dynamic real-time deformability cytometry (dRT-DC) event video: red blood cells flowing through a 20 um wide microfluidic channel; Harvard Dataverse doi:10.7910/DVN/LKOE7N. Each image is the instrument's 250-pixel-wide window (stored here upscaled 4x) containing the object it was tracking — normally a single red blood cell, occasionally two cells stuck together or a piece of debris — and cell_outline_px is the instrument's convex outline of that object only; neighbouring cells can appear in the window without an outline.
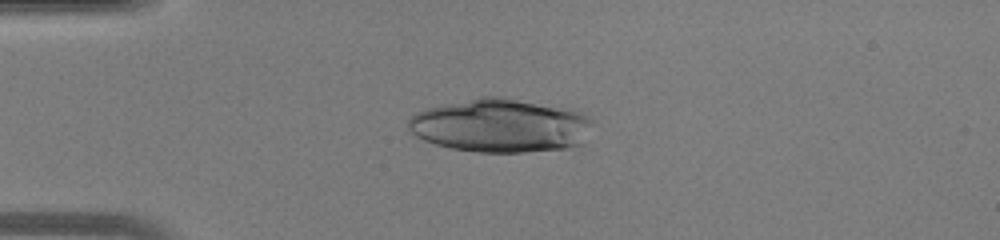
{"species": "human", "species_latin": "Homo sapiens", "temperature_condition": "warm", "stored_images_in_passage": 45, "camera_frame_rate_fps": 3000, "um_per_image_px": 0.085, "donor": {"sex": "male"}, "frame": {"image": 1, "passage_image": 12, "time_ms": 3.667, "image_size_px": [1000, 240], "cell_outline_px": [[592, 124], [584, 144], [568, 148], [524, 152], [476, 152], [452, 148], [436, 144], [424, 140], [416, 136], [408, 128], [408, 120], [416, 112], [424, 108], [480, 96], [504, 96], [576, 108], [588, 116], [592, 120]], "centroid_in_image_um": [42.61, 10.64], "position_along_channel_um": 42.4, "area_um2": 58.67}}